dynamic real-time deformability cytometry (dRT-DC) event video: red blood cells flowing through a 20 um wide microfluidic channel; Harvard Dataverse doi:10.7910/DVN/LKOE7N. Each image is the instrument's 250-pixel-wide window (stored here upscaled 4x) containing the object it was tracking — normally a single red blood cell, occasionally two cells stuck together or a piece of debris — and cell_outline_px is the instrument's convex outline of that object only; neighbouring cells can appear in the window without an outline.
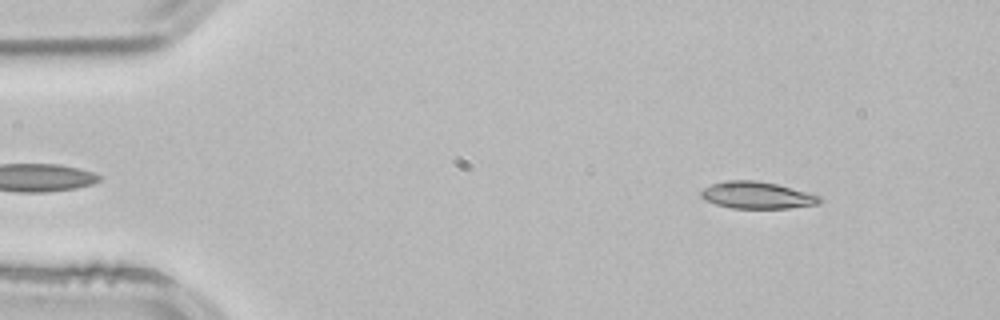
{"species": "common noctule bat (a hibernating species)", "species_latin": "Nyctalus noctula", "temperature_condition": "room temperature", "stored_images_in_passage": 2, "segment_of_instrument_passage": [2, 2], "camera_frame_rate_fps": 3000, "um_per_image_px": 0.085, "animal": {"sex": "male", "body_mass_g": 21.5, "forearm_length_mm": 52.0}, "frame": {"image": 1, "passage_image": 2, "time_ms": 0.333, "image_size_px": [1000, 320], "cell_outline_px": [[824, 200], [820, 204], [788, 208], [732, 208], [716, 204], [704, 200], [700, 196], [700, 192], [704, 188], [712, 184], [732, 180], [756, 180], [776, 184], [820, 196]], "centroid_in_image_um": [64.35, 16.6], "position_along_channel_um": 20.6, "area_um2": 18.5}}